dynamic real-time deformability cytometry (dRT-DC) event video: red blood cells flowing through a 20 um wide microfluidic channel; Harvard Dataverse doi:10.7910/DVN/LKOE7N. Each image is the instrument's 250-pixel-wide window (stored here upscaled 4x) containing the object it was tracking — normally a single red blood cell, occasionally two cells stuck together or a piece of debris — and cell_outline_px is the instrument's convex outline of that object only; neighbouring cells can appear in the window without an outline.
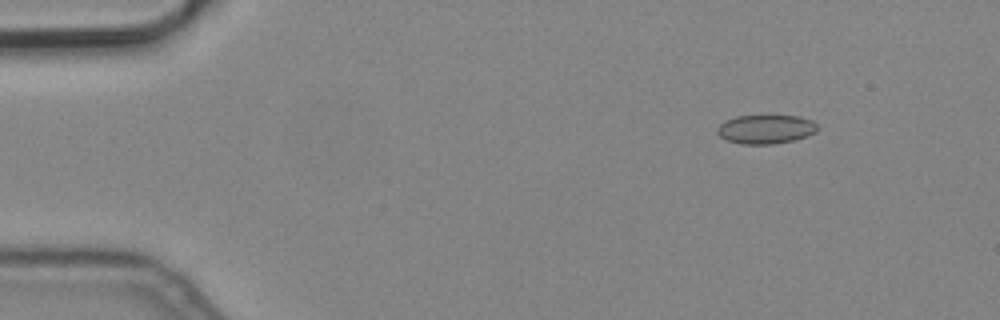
{"species": "common noctule bat (a hibernating species)", "species_latin": "Nyctalus noctula", "temperature_condition": "cold", "stored_images_in_passage": 4, "camera_frame_rate_fps": 3000, "um_per_image_px": 0.085, "animal": {"sex": "male", "body_mass_g": 19.2, "forearm_length_mm": 51.8}, "frame": {"image": 1, "passage_image": 2, "time_ms": 0.333, "image_size_px": [1000, 320], "cell_outline_px": [[816, 132], [808, 136], [792, 140], [772, 144], [740, 144], [724, 140], [716, 132], [716, 128], [724, 120], [736, 116], [800, 116], [812, 120], [816, 124]], "centroid_in_image_um": [65.04, 10.98], "position_along_channel_um": 20.0, "area_um2": 16.99}}
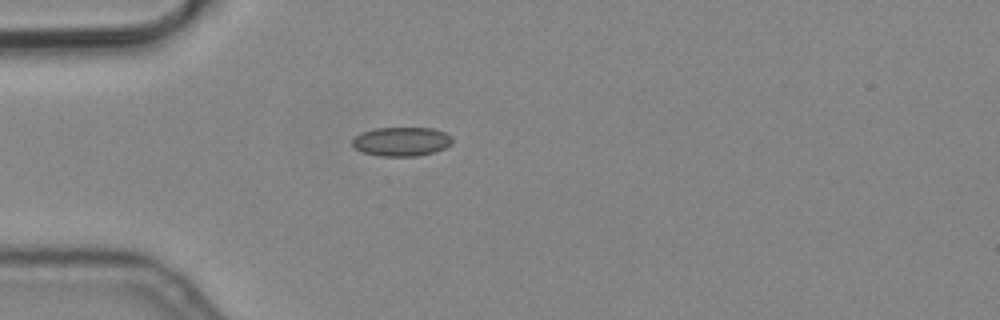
{"frame": {"image": 2, "passage_image": 4, "time_ms": 1.0, "image_size_px": [1000, 320], "cell_outline_px": [[452, 144], [444, 148], [432, 152], [416, 156], [380, 156], [364, 152], [352, 148], [352, 140], [360, 132], [376, 128], [432, 128], [444, 132], [452, 136]], "centroid_in_image_um": [34.1, 12.02], "position_along_channel_um": 50.9, "area_um2": 16.94}}